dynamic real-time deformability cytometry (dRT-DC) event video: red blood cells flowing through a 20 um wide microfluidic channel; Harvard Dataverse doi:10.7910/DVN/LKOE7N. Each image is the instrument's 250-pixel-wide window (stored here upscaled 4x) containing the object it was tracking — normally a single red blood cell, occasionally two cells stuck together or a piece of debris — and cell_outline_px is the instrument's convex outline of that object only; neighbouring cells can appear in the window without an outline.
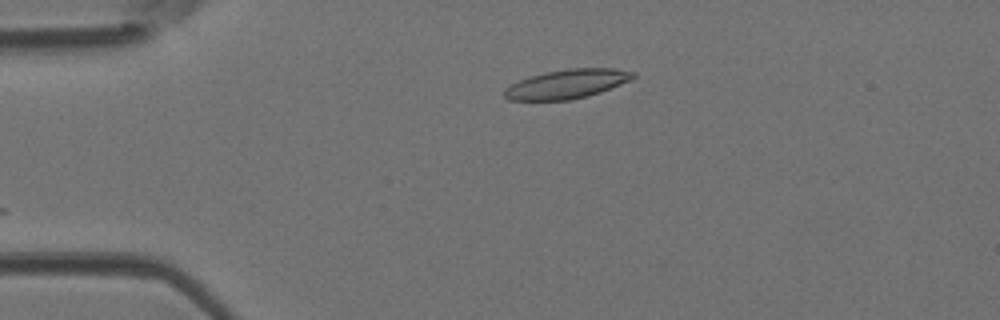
{"species": "Egyptian fruit bat (a non-hibernating species)", "species_latin": "Rousettus aegyptiacus", "temperature_condition": "room temperature", "stored_images_in_passage": 21, "camera_frame_rate_fps": 3000, "um_per_image_px": 0.085, "animal": {"sex": "female"}, "frame": {"image": 1, "passage_image": 1, "time_ms": 0.0, "image_size_px": [1000, 320], "cell_outline_px": [[636, 76], [632, 80], [600, 92], [588, 96], [572, 100], [508, 100], [504, 96], [504, 88], [520, 80], [544, 72], [568, 68], [612, 68], [636, 72]], "centroid_in_image_um": [48.22, 7.14], "position_along_channel_um": 36.8, "area_um2": 21.91}}
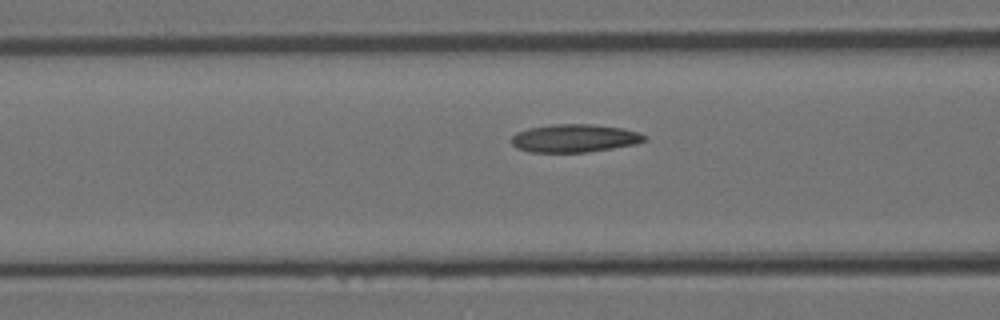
{"frame": {"image": 2, "passage_image": 9, "time_ms": 2.667, "image_size_px": [1000, 320], "cell_outline_px": [[648, 136], [644, 140], [636, 144], [612, 148], [584, 152], [532, 152], [516, 148], [512, 144], [512, 136], [516, 132], [528, 128], [552, 124], [592, 124], [624, 128], [640, 132]], "centroid_in_image_um": [48.84, 11.74], "position_along_channel_um": 117.8, "area_um2": 21.79}}
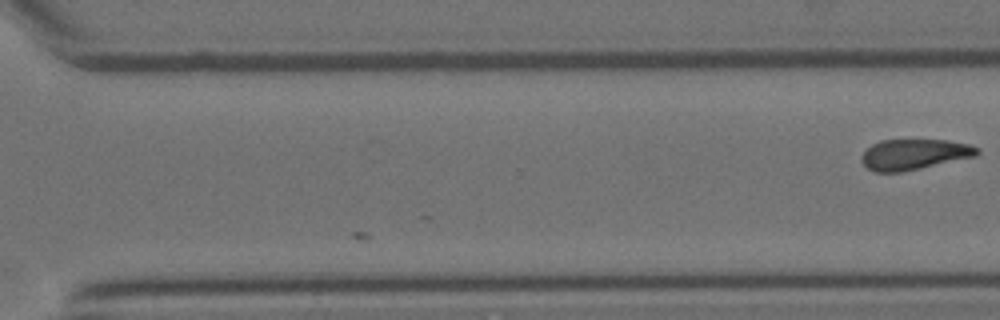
{"frame": {"image": 3, "passage_image": 21, "time_ms": 6.667, "image_size_px": [1000, 320], "cell_outline_px": [[980, 152], [976, 156], [920, 168], [900, 172], [876, 172], [868, 168], [860, 160], [860, 156], [872, 144], [880, 140], [944, 140], [968, 144], [980, 148]], "centroid_in_image_um": [77.7, 13.12], "position_along_channel_um": 292.9, "area_um2": 20.46}}